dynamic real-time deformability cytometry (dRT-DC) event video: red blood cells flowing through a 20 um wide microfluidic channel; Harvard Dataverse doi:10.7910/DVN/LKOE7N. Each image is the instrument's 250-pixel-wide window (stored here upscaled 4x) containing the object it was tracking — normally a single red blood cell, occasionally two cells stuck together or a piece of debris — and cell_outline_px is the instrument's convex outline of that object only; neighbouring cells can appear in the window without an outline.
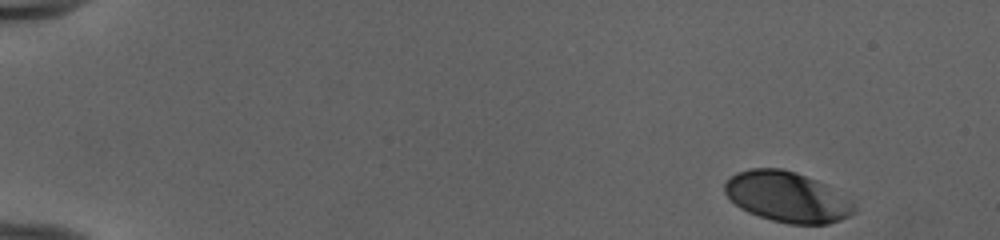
{"species": "human", "species_latin": "Homo sapiens", "temperature_condition": "cold", "stored_images_in_passage": 49, "camera_frame_rate_fps": 3000, "um_per_image_px": 0.085, "donor": {"sex": "female"}, "frame": {"image": 1, "passage_image": 1, "time_ms": 0.0, "image_size_px": [1000, 240], "cell_outline_px": [[856, 212], [840, 220], [828, 224], [788, 224], [772, 220], [748, 212], [740, 208], [724, 192], [724, 184], [736, 172], [752, 168], [780, 168], [796, 172], [816, 180], [824, 184], [852, 200], [856, 204]], "centroid_in_image_um": [66.93, 16.74], "position_along_channel_um": 18.1, "area_um2": 37.97}}
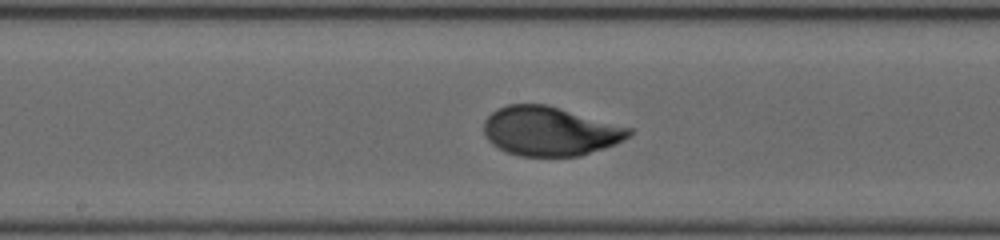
{"frame": {"image": 2, "passage_image": 26, "time_ms": 8.333, "image_size_px": [1000, 240], "cell_outline_px": [[632, 132], [624, 140], [616, 144], [580, 156], [520, 156], [508, 152], [492, 144], [488, 140], [484, 132], [484, 120], [496, 108], [508, 104], [544, 104], [632, 128]], "centroid_in_image_um": [46.73, 11.15], "position_along_channel_um": 201.5, "area_um2": 41.33}}
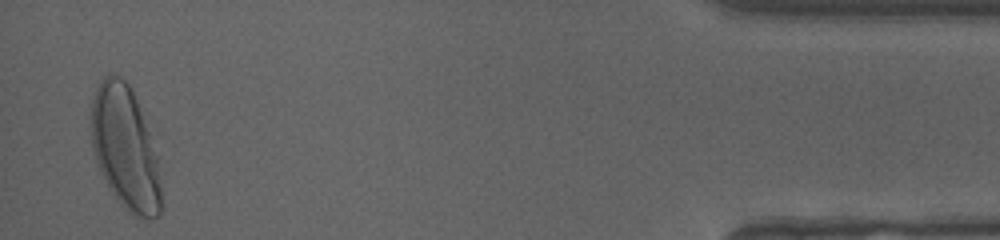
{"frame": {"image": 3, "passage_image": 48, "time_ms": 15.667, "image_size_px": [1000, 240], "cell_outline_px": [[160, 212], [152, 220], [140, 220], [132, 216], [120, 204], [112, 192], [100, 172], [96, 164], [92, 148], [88, 116], [96, 84], [108, 72], [112, 72], [120, 76], [132, 88], [148, 132], [156, 156], [160, 184]], "centroid_in_image_um": [10.57, 12.56], "position_along_channel_um": 424.6, "area_um2": 50.81}, "authors_computed_cell_mechanics": {"area_um2": 40.6334, "velocity_mm_per_s": 3.9608, "shape_relaxation_time_tau1_ms": 3.3054, "shape_relaxation_time_tau2_ms": null, "deformation_change_tau1": 0.186, "deformation_change_tau2": null}}